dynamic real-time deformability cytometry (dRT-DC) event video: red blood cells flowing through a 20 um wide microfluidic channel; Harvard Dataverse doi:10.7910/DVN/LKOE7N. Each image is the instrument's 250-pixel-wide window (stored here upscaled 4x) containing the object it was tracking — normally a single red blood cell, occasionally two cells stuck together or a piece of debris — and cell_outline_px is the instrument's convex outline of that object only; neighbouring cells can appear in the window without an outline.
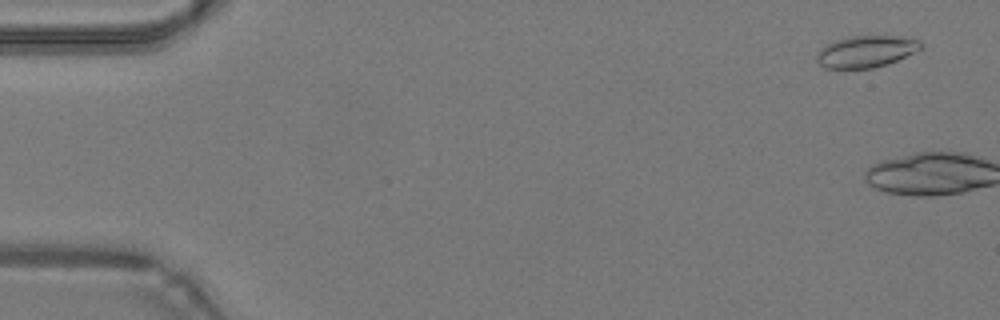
{"species": "common noctule bat (a hibernating species)", "species_latin": "Nyctalus noctula", "temperature_condition": "warm", "stored_images_in_passage": 5, "camera_frame_rate_fps": 3000, "um_per_image_px": 0.085, "animal": {"sex": "male", "body_mass_g": 19.2, "forearm_length_mm": 51.8}, "frame": {"image": 1, "passage_image": 3, "time_ms": 0.667, "image_size_px": [1000, 320], "cell_outline_px": [[924, 44], [920, 48], [888, 64], [872, 68], [824, 68], [816, 60], [816, 52], [828, 44], [836, 40], [852, 36], [892, 36], [920, 40]], "centroid_in_image_um": [73.58, 4.38], "position_along_channel_um": 11.4, "area_um2": 18.9}}